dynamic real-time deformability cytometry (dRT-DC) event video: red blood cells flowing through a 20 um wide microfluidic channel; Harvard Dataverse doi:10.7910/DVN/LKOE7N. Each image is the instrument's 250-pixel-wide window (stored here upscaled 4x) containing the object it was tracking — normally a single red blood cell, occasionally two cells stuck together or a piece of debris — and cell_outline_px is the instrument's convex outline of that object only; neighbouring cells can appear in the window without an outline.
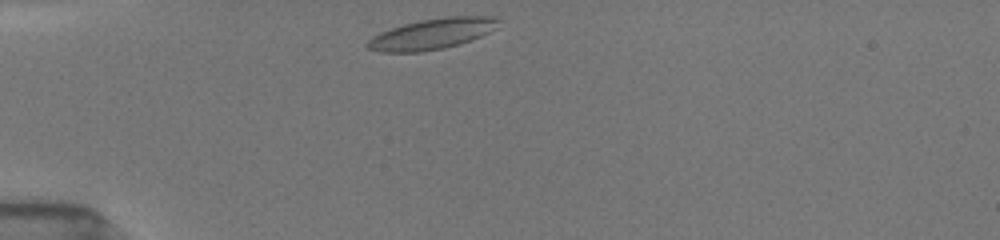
{"species": "common noctule bat (a hibernating species)", "species_latin": "Nyctalus noctula", "temperature_condition": "room temperature", "stored_images_in_passage": 39, "camera_frame_rate_fps": 3000, "um_per_image_px": 0.085, "animal": {"sex": "female", "body_mass_g": 19.5, "forearm_length_mm": 54.1}, "frame": {"image": 1, "passage_image": 1, "time_ms": 0.0, "image_size_px": [1000, 240], "cell_outline_px": [[500, 20], [488, 32], [480, 36], [444, 48], [420, 52], [380, 52], [368, 48], [364, 44], [372, 36], [380, 32], [404, 24], [420, 20], [444, 16], [488, 16]], "centroid_in_image_um": [36.63, 2.88], "position_along_channel_um": 48.4, "area_um2": 23.06}}
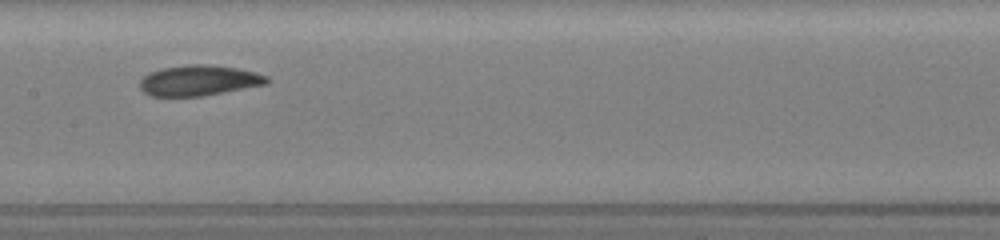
{"frame": {"image": 2, "passage_image": 14, "time_ms": 4.333, "image_size_px": [1000, 240], "cell_outline_px": [[268, 84], [204, 96], [148, 96], [140, 88], [140, 80], [144, 76], [152, 72], [164, 68], [188, 64], [208, 64], [236, 68], [256, 72], [268, 76]], "centroid_in_image_um": [16.93, 6.84], "position_along_channel_um": 190.5, "area_um2": 22.6}}
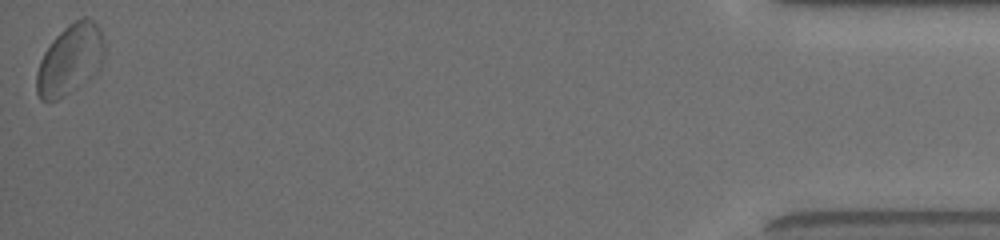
{"frame": {"image": 3, "passage_image": 39, "time_ms": 12.667, "image_size_px": [1000, 240], "cell_outline_px": [[104, 56], [100, 68], [96, 76], [56, 100], [48, 104], [40, 100], [36, 92], [36, 72], [40, 60], [44, 52], [52, 40], [68, 24], [84, 16], [88, 16], [96, 24], [104, 36]], "centroid_in_image_um": [5.96, 5.09], "position_along_channel_um": 429.2, "area_um2": 28.32}, "authors_computed_cell_mechanics": {"area_um2": 22.4264, "velocity_mm_per_s": 3.8667, "shape_relaxation_time_tau1_ms": 3.3299, "shape_relaxation_time_tau2_ms": 2.7519, "deformation_change_tau1": 0.0995, "deformation_change_tau2": 0.0739}}